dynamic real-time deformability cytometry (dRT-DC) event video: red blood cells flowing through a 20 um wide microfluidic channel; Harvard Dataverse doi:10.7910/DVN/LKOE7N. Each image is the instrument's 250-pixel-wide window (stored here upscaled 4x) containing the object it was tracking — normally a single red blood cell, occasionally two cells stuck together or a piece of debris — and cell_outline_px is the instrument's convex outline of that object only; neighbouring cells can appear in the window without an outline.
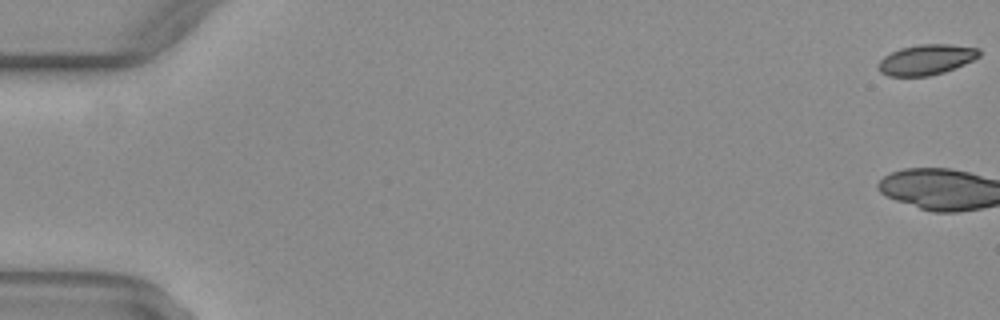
{"species": "common noctule bat (a hibernating species)", "species_latin": "Nyctalus noctula", "temperature_condition": "warm", "stored_images_in_passage": 17, "camera_frame_rate_fps": 3000, "um_per_image_px": 0.085, "animal": {"sex": "female", "body_mass_g": 29.2, "forearm_length_mm": 56.3}, "frame": {"image": 1, "passage_image": 1, "time_ms": 0.0, "image_size_px": [1000, 320], "cell_outline_px": [[980, 56], [964, 64], [944, 72], [928, 76], [888, 76], [880, 72], [876, 64], [884, 56], [900, 48], [920, 44], [948, 44], [980, 48]], "centroid_in_image_um": [78.72, 5.07], "position_along_channel_um": 6.3, "area_um2": 17.86}}